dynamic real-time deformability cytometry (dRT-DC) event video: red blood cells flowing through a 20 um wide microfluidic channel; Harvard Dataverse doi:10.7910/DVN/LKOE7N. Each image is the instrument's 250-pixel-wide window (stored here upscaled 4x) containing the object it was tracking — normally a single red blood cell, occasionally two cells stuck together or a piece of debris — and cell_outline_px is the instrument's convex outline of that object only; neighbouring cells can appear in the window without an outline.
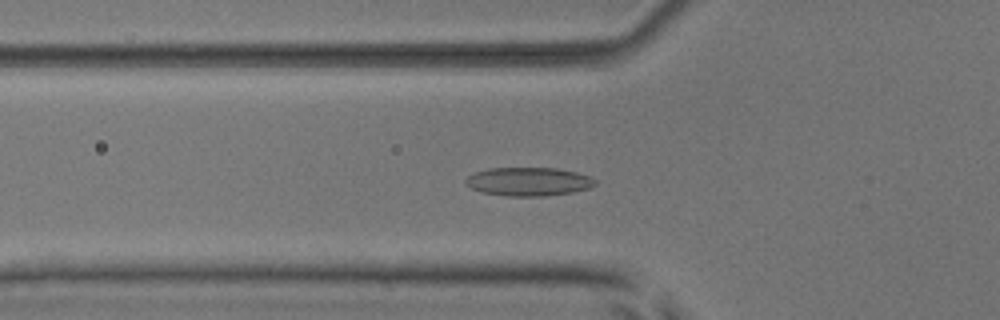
{"species": "common noctule bat (a hibernating species)", "species_latin": "Nyctalus noctula", "temperature_condition": "room temperature", "stored_images_in_passage": 54, "camera_frame_rate_fps": 3000, "um_per_image_px": 0.085, "animal": {"sex": "male", "body_mass_g": 17.9, "forearm_length_mm": 54.2}, "frame": {"image": 1, "passage_image": 19, "time_ms": 6.0, "image_size_px": [1000, 320], "cell_outline_px": [[596, 184], [588, 188], [572, 192], [544, 196], [504, 196], [480, 192], [464, 184], [464, 180], [468, 176], [476, 172], [488, 168], [556, 168], [576, 172], [592, 176], [596, 180]], "centroid_in_image_um": [44.91, 15.44], "position_along_channel_um": 80.9, "area_um2": 21.68}}
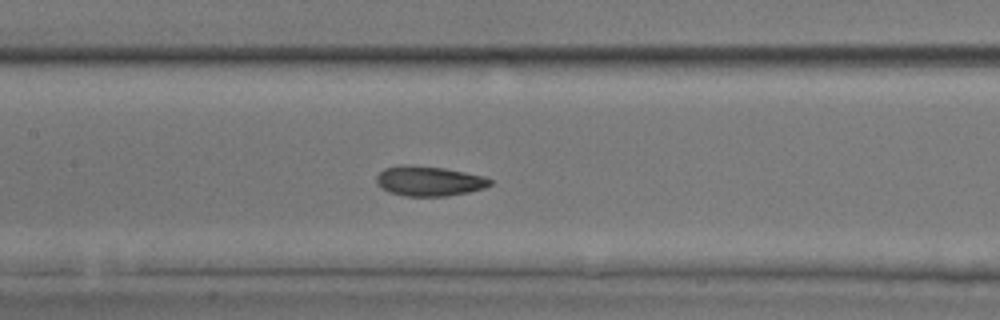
{"frame": {"image": 2, "passage_image": 26, "time_ms": 8.333, "image_size_px": [1000, 320], "cell_outline_px": [[492, 184], [484, 188], [468, 192], [448, 196], [404, 196], [388, 192], [380, 188], [376, 184], [376, 176], [384, 168], [400, 164], [412, 164], [444, 168], [484, 176], [492, 180]], "centroid_in_image_um": [36.42, 15.38], "position_along_channel_um": 171.0, "area_um2": 20.11}}
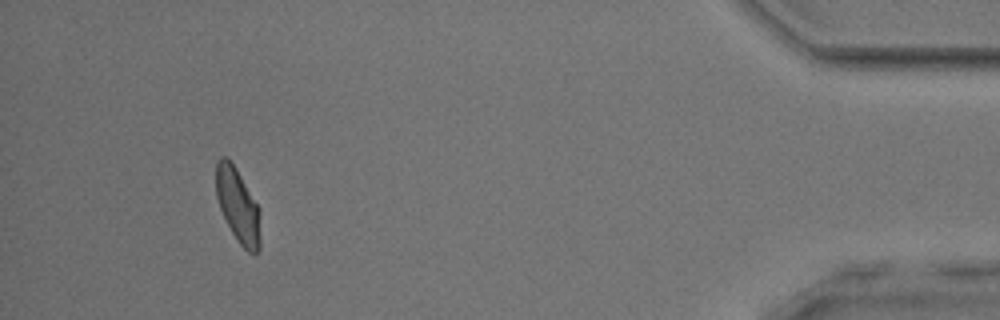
{"frame": {"image": 3, "passage_image": 50, "time_ms": 16.333, "image_size_px": [1000, 320], "cell_outline_px": [[260, 248], [256, 256], [248, 252], [240, 244], [232, 232], [220, 208], [216, 196], [216, 160], [220, 156], [228, 156], [236, 168], [260, 208]], "centroid_in_image_um": [20.23, 17.46], "position_along_channel_um": 415.0, "area_um2": 19.42}, "authors_computed_cell_mechanics": {"area_um2": 19.7965, "velocity_mm_per_s": 3.852, "shape_relaxation_time_tau1_ms": 4.3835, "shape_relaxation_time_tau2_ms": 1.7743, "deformation_change_tau1": 0.1142, "deformation_change_tau2": 0.0717}}